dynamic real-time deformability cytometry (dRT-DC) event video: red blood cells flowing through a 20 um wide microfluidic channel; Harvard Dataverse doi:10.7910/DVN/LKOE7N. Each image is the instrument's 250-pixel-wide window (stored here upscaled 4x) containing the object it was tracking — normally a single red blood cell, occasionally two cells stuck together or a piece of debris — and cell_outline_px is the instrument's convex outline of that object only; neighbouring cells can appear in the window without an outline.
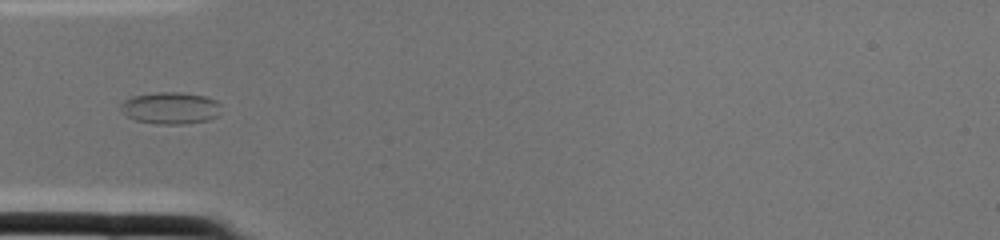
{"species": "common noctule bat (a hibernating species)", "species_latin": "Nyctalus noctula", "temperature_condition": "cold", "stored_images_in_passage": 2, "camera_frame_rate_fps": 3000, "um_per_image_px": 0.085, "animal": {"sex": "female", "body_mass_g": 22.0, "forearm_length_mm": 56.7}, "frame": {"image": 1, "passage_image": 2, "time_ms": 0.333, "image_size_px": [1000, 240], "cell_outline_px": [[220, 116], [208, 120], [184, 124], [156, 124], [136, 120], [128, 116], [120, 108], [120, 104], [124, 100], [132, 96], [156, 92], [180, 92], [204, 96], [216, 100], [220, 104]], "centroid_in_image_um": [14.52, 9.18], "position_along_channel_um": 70.5, "area_um2": 18.79}}